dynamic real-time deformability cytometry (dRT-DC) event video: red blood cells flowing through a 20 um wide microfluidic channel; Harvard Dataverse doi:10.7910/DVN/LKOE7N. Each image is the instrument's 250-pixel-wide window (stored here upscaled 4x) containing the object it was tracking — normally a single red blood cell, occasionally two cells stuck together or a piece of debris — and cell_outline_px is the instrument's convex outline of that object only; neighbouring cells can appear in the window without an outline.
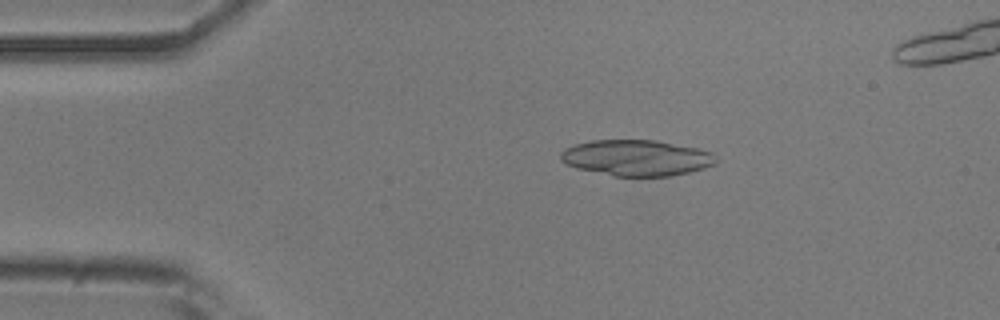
{"species": "common noctule bat (a hibernating species)", "species_latin": "Nyctalus noctula", "temperature_condition": "room temperature", "stored_images_in_passage": 50, "camera_frame_rate_fps": 3000, "um_per_image_px": 0.085, "animal": {"sex": "male", "body_mass_g": 20.5, "forearm_length_mm": 52.5}, "frame": {"image": 1, "passage_image": 9, "time_ms": 2.667, "image_size_px": [1000, 320], "cell_outline_px": [[716, 160], [712, 164], [704, 168], [672, 176], [612, 176], [576, 168], [560, 160], [560, 152], [564, 148], [576, 144], [592, 140], [656, 140], [700, 148], [712, 152], [716, 156]], "centroid_in_image_um": [54.1, 13.41], "position_along_channel_um": 30.9, "area_um2": 32.66}}